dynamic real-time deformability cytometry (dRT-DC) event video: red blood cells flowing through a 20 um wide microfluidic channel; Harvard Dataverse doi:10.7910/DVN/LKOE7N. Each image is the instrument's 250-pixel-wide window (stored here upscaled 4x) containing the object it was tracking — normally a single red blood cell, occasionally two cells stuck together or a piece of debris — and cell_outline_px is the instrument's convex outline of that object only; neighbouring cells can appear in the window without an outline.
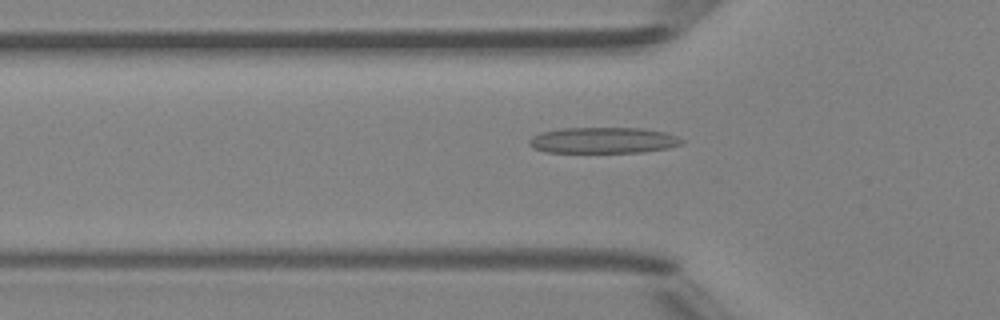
{"species": "Egyptian fruit bat (a non-hibernating species)", "species_latin": "Rousettus aegyptiacus", "temperature_condition": "room temperature", "stored_images_in_passage": 44, "camera_frame_rate_fps": 3000, "um_per_image_px": 0.085, "animal": {"sex": "female"}, "frame": {"image": 1, "passage_image": 12, "time_ms": 3.667, "image_size_px": [1000, 320], "cell_outline_px": [[684, 144], [668, 148], [644, 152], [544, 152], [532, 148], [528, 144], [528, 140], [532, 136], [540, 132], [560, 128], [644, 128], [664, 132], [676, 136], [684, 140]], "centroid_in_image_um": [51.25, 11.92], "position_along_channel_um": 74.5, "area_um2": 23.35}}
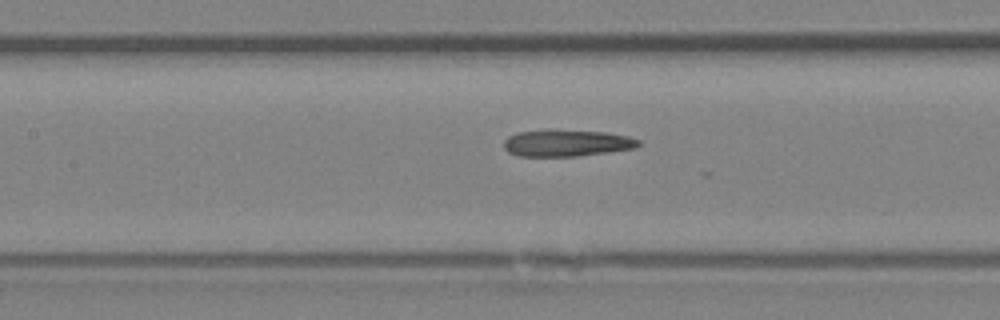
{"frame": {"image": 2, "passage_image": 18, "time_ms": 5.667, "image_size_px": [1000, 320], "cell_outline_px": [[640, 144], [632, 148], [608, 152], [576, 156], [520, 156], [508, 152], [504, 148], [504, 140], [508, 136], [516, 132], [552, 128], [608, 132], [628, 136], [640, 140]], "centroid_in_image_um": [48.13, 12.13], "position_along_channel_um": 159.3, "area_um2": 21.39}}
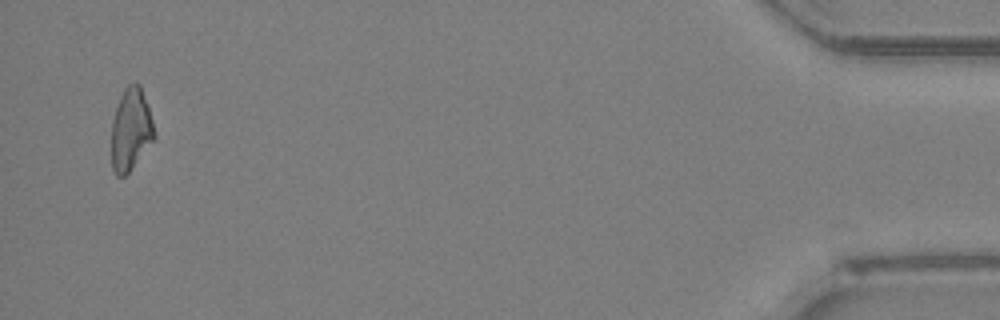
{"frame": {"image": 3, "passage_image": 43, "time_ms": 14.0, "image_size_px": [1000, 320], "cell_outline_px": [[156, 136], [128, 172], [124, 176], [116, 176], [112, 168], [112, 120], [120, 96], [124, 88], [128, 84], [140, 84], [148, 104]], "centroid_in_image_um": [11.11, 10.98], "position_along_channel_um": 424.1, "area_um2": 20.29}, "authors_computed_cell_mechanics": {"area_um2": 21.3282, "velocity_mm_per_s": 4.2321, "shape_relaxation_time_tau1_ms": null, "shape_relaxation_time_tau2_ms": 7.8275, "deformation_change_tau1": null, "deformation_change_tau2": 0.2253}}